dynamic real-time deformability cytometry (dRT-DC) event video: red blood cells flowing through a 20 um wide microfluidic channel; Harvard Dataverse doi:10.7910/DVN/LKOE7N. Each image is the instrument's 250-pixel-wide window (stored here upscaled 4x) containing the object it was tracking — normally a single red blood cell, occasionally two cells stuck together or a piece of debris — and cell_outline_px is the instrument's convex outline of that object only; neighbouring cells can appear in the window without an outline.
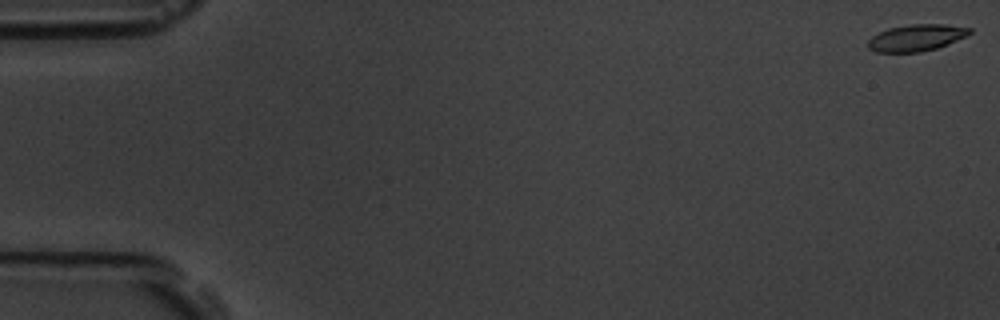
{"species": "common noctule bat (a hibernating species)", "species_latin": "Nyctalus noctula", "temperature_condition": "room temperature", "stored_images_in_passage": 57, "camera_frame_rate_fps": 3000, "um_per_image_px": 0.085, "animal": {"sex": "male", "body_mass_g": 19.5, "forearm_length_mm": 54.6}, "frame": {"image": 1, "passage_image": 1, "time_ms": 0.0, "image_size_px": [1000, 320], "cell_outline_px": [[972, 32], [968, 36], [936, 48], [920, 52], [876, 52], [868, 48], [868, 40], [872, 36], [888, 28], [912, 24], [944, 24], [972, 28]], "centroid_in_image_um": [77.91, 3.2], "position_along_channel_um": 7.1, "area_um2": 15.78}}
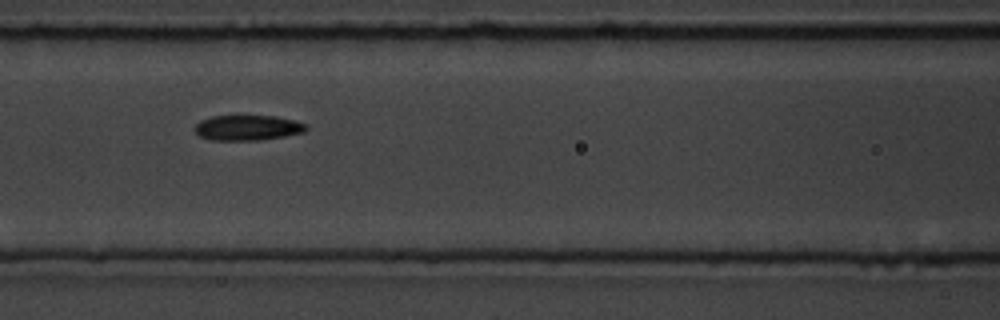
{"frame": {"image": 2, "passage_image": 25, "time_ms": 8.0, "image_size_px": [1000, 320], "cell_outline_px": [[308, 128], [304, 132], [264, 140], [208, 140], [200, 136], [192, 128], [200, 120], [212, 116], [276, 116], [296, 120], [308, 124]], "centroid_in_image_um": [21.06, 10.86], "position_along_channel_um": 145.5, "area_um2": 16.65}}
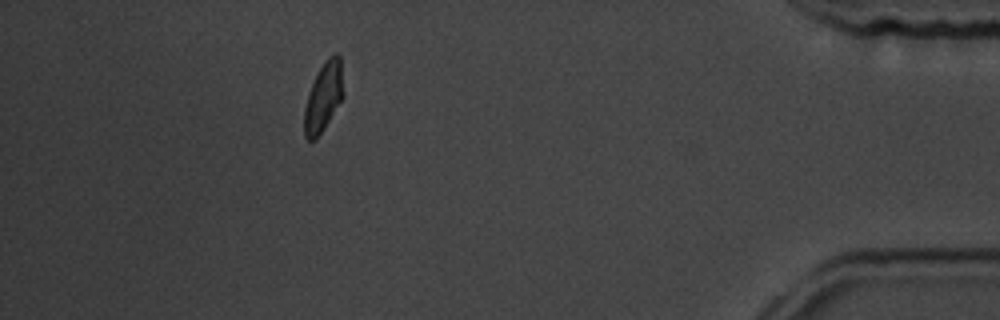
{"frame": {"image": 3, "passage_image": 51, "time_ms": 16.667, "image_size_px": [1000, 320], "cell_outline_px": [[344, 96], [324, 128], [316, 140], [308, 140], [304, 136], [304, 108], [308, 92], [320, 68], [328, 56], [336, 52], [340, 56]], "centroid_in_image_um": [27.49, 8.25], "position_along_channel_um": 407.7, "area_um2": 15.72}, "authors_computed_cell_mechanics": {"area_um2": 16.3574, "velocity_mm_per_s": 3.6331, "shape_relaxation_time_tau1_ms": 2.8674, "shape_relaxation_time_tau2_ms": 3.0045, "deformation_change_tau1": 0.1641, "deformation_change_tau2": 0.0905}}